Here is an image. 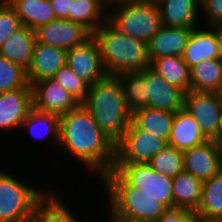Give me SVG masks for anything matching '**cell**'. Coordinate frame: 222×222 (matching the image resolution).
Here are the masks:
<instances>
[{
  "label": "cell",
  "mask_w": 222,
  "mask_h": 222,
  "mask_svg": "<svg viewBox=\"0 0 222 222\" xmlns=\"http://www.w3.org/2000/svg\"><path fill=\"white\" fill-rule=\"evenodd\" d=\"M168 143L138 129L132 122L115 144V164L147 163Z\"/></svg>",
  "instance_id": "ba28073f"
},
{
  "label": "cell",
  "mask_w": 222,
  "mask_h": 222,
  "mask_svg": "<svg viewBox=\"0 0 222 222\" xmlns=\"http://www.w3.org/2000/svg\"><path fill=\"white\" fill-rule=\"evenodd\" d=\"M136 3H153L158 4L161 0H130Z\"/></svg>",
  "instance_id": "ab89813d"
},
{
  "label": "cell",
  "mask_w": 222,
  "mask_h": 222,
  "mask_svg": "<svg viewBox=\"0 0 222 222\" xmlns=\"http://www.w3.org/2000/svg\"><path fill=\"white\" fill-rule=\"evenodd\" d=\"M34 31L37 42L66 51L81 45L92 36L85 27L67 19H55L38 26Z\"/></svg>",
  "instance_id": "8fae6325"
},
{
  "label": "cell",
  "mask_w": 222,
  "mask_h": 222,
  "mask_svg": "<svg viewBox=\"0 0 222 222\" xmlns=\"http://www.w3.org/2000/svg\"><path fill=\"white\" fill-rule=\"evenodd\" d=\"M59 121H60L59 115L54 113L43 112L32 107L28 112L27 117L23 121L21 129L22 128L25 130L28 129L31 135L35 133L34 137L40 138L41 136L45 138L48 137H52V139L54 138L53 142L55 145H57L56 146L57 148L59 143Z\"/></svg>",
  "instance_id": "f546056e"
},
{
  "label": "cell",
  "mask_w": 222,
  "mask_h": 222,
  "mask_svg": "<svg viewBox=\"0 0 222 222\" xmlns=\"http://www.w3.org/2000/svg\"><path fill=\"white\" fill-rule=\"evenodd\" d=\"M81 104L88 96L89 85L78 77L67 65L59 69L53 78Z\"/></svg>",
  "instance_id": "836d02e7"
},
{
  "label": "cell",
  "mask_w": 222,
  "mask_h": 222,
  "mask_svg": "<svg viewBox=\"0 0 222 222\" xmlns=\"http://www.w3.org/2000/svg\"><path fill=\"white\" fill-rule=\"evenodd\" d=\"M155 222H204L193 212L181 209H167Z\"/></svg>",
  "instance_id": "8d00e7d4"
},
{
  "label": "cell",
  "mask_w": 222,
  "mask_h": 222,
  "mask_svg": "<svg viewBox=\"0 0 222 222\" xmlns=\"http://www.w3.org/2000/svg\"><path fill=\"white\" fill-rule=\"evenodd\" d=\"M108 7L100 0H73L68 20L78 23L93 34L106 20Z\"/></svg>",
  "instance_id": "cb8c5ba5"
},
{
  "label": "cell",
  "mask_w": 222,
  "mask_h": 222,
  "mask_svg": "<svg viewBox=\"0 0 222 222\" xmlns=\"http://www.w3.org/2000/svg\"><path fill=\"white\" fill-rule=\"evenodd\" d=\"M200 27L193 30L182 55L190 69L201 61L217 59L218 46L214 30L210 26H206V29Z\"/></svg>",
  "instance_id": "44dd1931"
},
{
  "label": "cell",
  "mask_w": 222,
  "mask_h": 222,
  "mask_svg": "<svg viewBox=\"0 0 222 222\" xmlns=\"http://www.w3.org/2000/svg\"><path fill=\"white\" fill-rule=\"evenodd\" d=\"M157 6L164 26H198L200 0H161Z\"/></svg>",
  "instance_id": "d6986e66"
},
{
  "label": "cell",
  "mask_w": 222,
  "mask_h": 222,
  "mask_svg": "<svg viewBox=\"0 0 222 222\" xmlns=\"http://www.w3.org/2000/svg\"><path fill=\"white\" fill-rule=\"evenodd\" d=\"M185 94L182 88L170 84L150 67L146 69L147 107L176 113L184 108Z\"/></svg>",
  "instance_id": "5bb4252c"
},
{
  "label": "cell",
  "mask_w": 222,
  "mask_h": 222,
  "mask_svg": "<svg viewBox=\"0 0 222 222\" xmlns=\"http://www.w3.org/2000/svg\"><path fill=\"white\" fill-rule=\"evenodd\" d=\"M218 97H219V101H220V104L222 106V85L220 86V88L216 91Z\"/></svg>",
  "instance_id": "ee69618b"
},
{
  "label": "cell",
  "mask_w": 222,
  "mask_h": 222,
  "mask_svg": "<svg viewBox=\"0 0 222 222\" xmlns=\"http://www.w3.org/2000/svg\"><path fill=\"white\" fill-rule=\"evenodd\" d=\"M108 9L107 20L115 28L146 43L162 26L157 4L121 0L109 6Z\"/></svg>",
  "instance_id": "5b68a950"
},
{
  "label": "cell",
  "mask_w": 222,
  "mask_h": 222,
  "mask_svg": "<svg viewBox=\"0 0 222 222\" xmlns=\"http://www.w3.org/2000/svg\"><path fill=\"white\" fill-rule=\"evenodd\" d=\"M195 27L164 26L147 42L150 63L165 56H182Z\"/></svg>",
  "instance_id": "2e32d148"
},
{
  "label": "cell",
  "mask_w": 222,
  "mask_h": 222,
  "mask_svg": "<svg viewBox=\"0 0 222 222\" xmlns=\"http://www.w3.org/2000/svg\"><path fill=\"white\" fill-rule=\"evenodd\" d=\"M147 164L156 173L174 178L184 171L183 151L166 145Z\"/></svg>",
  "instance_id": "1f68e13d"
},
{
  "label": "cell",
  "mask_w": 222,
  "mask_h": 222,
  "mask_svg": "<svg viewBox=\"0 0 222 222\" xmlns=\"http://www.w3.org/2000/svg\"><path fill=\"white\" fill-rule=\"evenodd\" d=\"M203 182L182 171L173 178V208L195 213L199 207Z\"/></svg>",
  "instance_id": "603a6c76"
},
{
  "label": "cell",
  "mask_w": 222,
  "mask_h": 222,
  "mask_svg": "<svg viewBox=\"0 0 222 222\" xmlns=\"http://www.w3.org/2000/svg\"><path fill=\"white\" fill-rule=\"evenodd\" d=\"M211 222H222V219H216V220L211 221Z\"/></svg>",
  "instance_id": "f6af8a7d"
},
{
  "label": "cell",
  "mask_w": 222,
  "mask_h": 222,
  "mask_svg": "<svg viewBox=\"0 0 222 222\" xmlns=\"http://www.w3.org/2000/svg\"><path fill=\"white\" fill-rule=\"evenodd\" d=\"M194 214L204 222L222 219V169L203 182L200 204Z\"/></svg>",
  "instance_id": "d4e9b609"
},
{
  "label": "cell",
  "mask_w": 222,
  "mask_h": 222,
  "mask_svg": "<svg viewBox=\"0 0 222 222\" xmlns=\"http://www.w3.org/2000/svg\"><path fill=\"white\" fill-rule=\"evenodd\" d=\"M150 68L170 84L190 91V68L182 56H165L154 59Z\"/></svg>",
  "instance_id": "4316f807"
},
{
  "label": "cell",
  "mask_w": 222,
  "mask_h": 222,
  "mask_svg": "<svg viewBox=\"0 0 222 222\" xmlns=\"http://www.w3.org/2000/svg\"><path fill=\"white\" fill-rule=\"evenodd\" d=\"M66 65L89 86L108 76L93 35L81 45L67 51Z\"/></svg>",
  "instance_id": "30bf717a"
},
{
  "label": "cell",
  "mask_w": 222,
  "mask_h": 222,
  "mask_svg": "<svg viewBox=\"0 0 222 222\" xmlns=\"http://www.w3.org/2000/svg\"><path fill=\"white\" fill-rule=\"evenodd\" d=\"M131 186L155 197L168 209L173 208V178L156 173L147 163L114 164L113 167Z\"/></svg>",
  "instance_id": "52a82bcc"
},
{
  "label": "cell",
  "mask_w": 222,
  "mask_h": 222,
  "mask_svg": "<svg viewBox=\"0 0 222 222\" xmlns=\"http://www.w3.org/2000/svg\"><path fill=\"white\" fill-rule=\"evenodd\" d=\"M200 10L207 26L222 24V0H200Z\"/></svg>",
  "instance_id": "d590c367"
},
{
  "label": "cell",
  "mask_w": 222,
  "mask_h": 222,
  "mask_svg": "<svg viewBox=\"0 0 222 222\" xmlns=\"http://www.w3.org/2000/svg\"><path fill=\"white\" fill-rule=\"evenodd\" d=\"M22 27L19 16L9 2L0 3V47L13 33Z\"/></svg>",
  "instance_id": "e575fe53"
},
{
  "label": "cell",
  "mask_w": 222,
  "mask_h": 222,
  "mask_svg": "<svg viewBox=\"0 0 222 222\" xmlns=\"http://www.w3.org/2000/svg\"><path fill=\"white\" fill-rule=\"evenodd\" d=\"M210 27L214 30L218 46L217 59L222 63V24H215Z\"/></svg>",
  "instance_id": "f35d334b"
},
{
  "label": "cell",
  "mask_w": 222,
  "mask_h": 222,
  "mask_svg": "<svg viewBox=\"0 0 222 222\" xmlns=\"http://www.w3.org/2000/svg\"><path fill=\"white\" fill-rule=\"evenodd\" d=\"M184 109L197 121L203 134L214 140L220 127L222 106L216 92L188 91Z\"/></svg>",
  "instance_id": "9c48e42d"
},
{
  "label": "cell",
  "mask_w": 222,
  "mask_h": 222,
  "mask_svg": "<svg viewBox=\"0 0 222 222\" xmlns=\"http://www.w3.org/2000/svg\"><path fill=\"white\" fill-rule=\"evenodd\" d=\"M32 107V86L29 83L22 88L1 93V131L21 130V125Z\"/></svg>",
  "instance_id": "4fadbf2b"
},
{
  "label": "cell",
  "mask_w": 222,
  "mask_h": 222,
  "mask_svg": "<svg viewBox=\"0 0 222 222\" xmlns=\"http://www.w3.org/2000/svg\"><path fill=\"white\" fill-rule=\"evenodd\" d=\"M108 76L141 72L150 67L147 43L132 38L106 20L93 34Z\"/></svg>",
  "instance_id": "277c9868"
},
{
  "label": "cell",
  "mask_w": 222,
  "mask_h": 222,
  "mask_svg": "<svg viewBox=\"0 0 222 222\" xmlns=\"http://www.w3.org/2000/svg\"><path fill=\"white\" fill-rule=\"evenodd\" d=\"M83 106L101 130L116 144L131 122L132 112L126 104L117 77L107 76L89 87Z\"/></svg>",
  "instance_id": "3957f363"
},
{
  "label": "cell",
  "mask_w": 222,
  "mask_h": 222,
  "mask_svg": "<svg viewBox=\"0 0 222 222\" xmlns=\"http://www.w3.org/2000/svg\"><path fill=\"white\" fill-rule=\"evenodd\" d=\"M35 43V31L23 26L1 45L0 55L27 72L32 63Z\"/></svg>",
  "instance_id": "ffe728a7"
},
{
  "label": "cell",
  "mask_w": 222,
  "mask_h": 222,
  "mask_svg": "<svg viewBox=\"0 0 222 222\" xmlns=\"http://www.w3.org/2000/svg\"><path fill=\"white\" fill-rule=\"evenodd\" d=\"M102 1L107 7L113 5L114 3H117L118 1H121V0H100Z\"/></svg>",
  "instance_id": "7bdbcfd3"
},
{
  "label": "cell",
  "mask_w": 222,
  "mask_h": 222,
  "mask_svg": "<svg viewBox=\"0 0 222 222\" xmlns=\"http://www.w3.org/2000/svg\"><path fill=\"white\" fill-rule=\"evenodd\" d=\"M33 107L59 116L77 108L81 103L54 79L32 85Z\"/></svg>",
  "instance_id": "7c38bea8"
},
{
  "label": "cell",
  "mask_w": 222,
  "mask_h": 222,
  "mask_svg": "<svg viewBox=\"0 0 222 222\" xmlns=\"http://www.w3.org/2000/svg\"><path fill=\"white\" fill-rule=\"evenodd\" d=\"M107 192L109 222H155L168 208L131 186L114 168L102 178Z\"/></svg>",
  "instance_id": "7a4b0ae2"
},
{
  "label": "cell",
  "mask_w": 222,
  "mask_h": 222,
  "mask_svg": "<svg viewBox=\"0 0 222 222\" xmlns=\"http://www.w3.org/2000/svg\"><path fill=\"white\" fill-rule=\"evenodd\" d=\"M71 1L73 0H49L56 19L68 20V12H71Z\"/></svg>",
  "instance_id": "74e56055"
},
{
  "label": "cell",
  "mask_w": 222,
  "mask_h": 222,
  "mask_svg": "<svg viewBox=\"0 0 222 222\" xmlns=\"http://www.w3.org/2000/svg\"><path fill=\"white\" fill-rule=\"evenodd\" d=\"M67 51L61 48L43 45L36 41L30 68L26 72L28 83L33 84L51 79L66 65Z\"/></svg>",
  "instance_id": "e0dca14e"
},
{
  "label": "cell",
  "mask_w": 222,
  "mask_h": 222,
  "mask_svg": "<svg viewBox=\"0 0 222 222\" xmlns=\"http://www.w3.org/2000/svg\"><path fill=\"white\" fill-rule=\"evenodd\" d=\"M58 148L101 179L115 164V143L80 104L60 116Z\"/></svg>",
  "instance_id": "6da1fadb"
},
{
  "label": "cell",
  "mask_w": 222,
  "mask_h": 222,
  "mask_svg": "<svg viewBox=\"0 0 222 222\" xmlns=\"http://www.w3.org/2000/svg\"><path fill=\"white\" fill-rule=\"evenodd\" d=\"M208 140L196 119L188 111L183 108L175 113L168 145L185 151Z\"/></svg>",
  "instance_id": "ac0fdd59"
},
{
  "label": "cell",
  "mask_w": 222,
  "mask_h": 222,
  "mask_svg": "<svg viewBox=\"0 0 222 222\" xmlns=\"http://www.w3.org/2000/svg\"><path fill=\"white\" fill-rule=\"evenodd\" d=\"M8 0H0V3H2V2H7Z\"/></svg>",
  "instance_id": "bcb514c9"
},
{
  "label": "cell",
  "mask_w": 222,
  "mask_h": 222,
  "mask_svg": "<svg viewBox=\"0 0 222 222\" xmlns=\"http://www.w3.org/2000/svg\"><path fill=\"white\" fill-rule=\"evenodd\" d=\"M27 83L26 71L0 55V94L22 88Z\"/></svg>",
  "instance_id": "d6a6232c"
},
{
  "label": "cell",
  "mask_w": 222,
  "mask_h": 222,
  "mask_svg": "<svg viewBox=\"0 0 222 222\" xmlns=\"http://www.w3.org/2000/svg\"><path fill=\"white\" fill-rule=\"evenodd\" d=\"M0 169V222H31L37 204L49 193Z\"/></svg>",
  "instance_id": "8992f818"
},
{
  "label": "cell",
  "mask_w": 222,
  "mask_h": 222,
  "mask_svg": "<svg viewBox=\"0 0 222 222\" xmlns=\"http://www.w3.org/2000/svg\"><path fill=\"white\" fill-rule=\"evenodd\" d=\"M217 145H218V149H219V155H220V162L222 165V140H214Z\"/></svg>",
  "instance_id": "60d3db41"
},
{
  "label": "cell",
  "mask_w": 222,
  "mask_h": 222,
  "mask_svg": "<svg viewBox=\"0 0 222 222\" xmlns=\"http://www.w3.org/2000/svg\"><path fill=\"white\" fill-rule=\"evenodd\" d=\"M120 81L126 104L131 112L147 107L149 98L146 96V69L141 72L124 73L116 76Z\"/></svg>",
  "instance_id": "4dcf8cb0"
},
{
  "label": "cell",
  "mask_w": 222,
  "mask_h": 222,
  "mask_svg": "<svg viewBox=\"0 0 222 222\" xmlns=\"http://www.w3.org/2000/svg\"><path fill=\"white\" fill-rule=\"evenodd\" d=\"M175 113L150 107L132 112L131 122L140 130L154 134L168 143Z\"/></svg>",
  "instance_id": "7402d4cb"
},
{
  "label": "cell",
  "mask_w": 222,
  "mask_h": 222,
  "mask_svg": "<svg viewBox=\"0 0 222 222\" xmlns=\"http://www.w3.org/2000/svg\"><path fill=\"white\" fill-rule=\"evenodd\" d=\"M54 191L49 193L35 207L31 222H80L72 211H69Z\"/></svg>",
  "instance_id": "f1b7e54d"
},
{
  "label": "cell",
  "mask_w": 222,
  "mask_h": 222,
  "mask_svg": "<svg viewBox=\"0 0 222 222\" xmlns=\"http://www.w3.org/2000/svg\"><path fill=\"white\" fill-rule=\"evenodd\" d=\"M190 90L216 92L222 85V63L204 60L190 69Z\"/></svg>",
  "instance_id": "83f0119b"
},
{
  "label": "cell",
  "mask_w": 222,
  "mask_h": 222,
  "mask_svg": "<svg viewBox=\"0 0 222 222\" xmlns=\"http://www.w3.org/2000/svg\"><path fill=\"white\" fill-rule=\"evenodd\" d=\"M22 25L35 30L38 26L56 19L49 0H8Z\"/></svg>",
  "instance_id": "484cf974"
},
{
  "label": "cell",
  "mask_w": 222,
  "mask_h": 222,
  "mask_svg": "<svg viewBox=\"0 0 222 222\" xmlns=\"http://www.w3.org/2000/svg\"><path fill=\"white\" fill-rule=\"evenodd\" d=\"M214 140H222V115H221V121H220V127L218 130V134Z\"/></svg>",
  "instance_id": "b9f144b4"
},
{
  "label": "cell",
  "mask_w": 222,
  "mask_h": 222,
  "mask_svg": "<svg viewBox=\"0 0 222 222\" xmlns=\"http://www.w3.org/2000/svg\"><path fill=\"white\" fill-rule=\"evenodd\" d=\"M184 171L205 182L221 169L218 145L208 140L201 145L183 151Z\"/></svg>",
  "instance_id": "9a60e30c"
}]
</instances>
